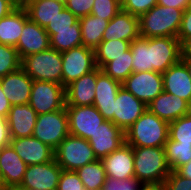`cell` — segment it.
Instances as JSON below:
<instances>
[{
	"label": "cell",
	"mask_w": 191,
	"mask_h": 190,
	"mask_svg": "<svg viewBox=\"0 0 191 190\" xmlns=\"http://www.w3.org/2000/svg\"><path fill=\"white\" fill-rule=\"evenodd\" d=\"M134 176L144 186L163 185L171 169L164 147H133Z\"/></svg>",
	"instance_id": "cell-1"
},
{
	"label": "cell",
	"mask_w": 191,
	"mask_h": 190,
	"mask_svg": "<svg viewBox=\"0 0 191 190\" xmlns=\"http://www.w3.org/2000/svg\"><path fill=\"white\" fill-rule=\"evenodd\" d=\"M169 123L148 109L125 131L131 147H164L169 138Z\"/></svg>",
	"instance_id": "cell-2"
},
{
	"label": "cell",
	"mask_w": 191,
	"mask_h": 190,
	"mask_svg": "<svg viewBox=\"0 0 191 190\" xmlns=\"http://www.w3.org/2000/svg\"><path fill=\"white\" fill-rule=\"evenodd\" d=\"M184 10L156 4L139 17L140 37H176Z\"/></svg>",
	"instance_id": "cell-3"
},
{
	"label": "cell",
	"mask_w": 191,
	"mask_h": 190,
	"mask_svg": "<svg viewBox=\"0 0 191 190\" xmlns=\"http://www.w3.org/2000/svg\"><path fill=\"white\" fill-rule=\"evenodd\" d=\"M21 68L32 80L62 84V56L55 49L49 48L24 57Z\"/></svg>",
	"instance_id": "cell-4"
},
{
	"label": "cell",
	"mask_w": 191,
	"mask_h": 190,
	"mask_svg": "<svg viewBox=\"0 0 191 190\" xmlns=\"http://www.w3.org/2000/svg\"><path fill=\"white\" fill-rule=\"evenodd\" d=\"M54 158L65 171H76L97 160L88 140L70 134L54 150Z\"/></svg>",
	"instance_id": "cell-5"
},
{
	"label": "cell",
	"mask_w": 191,
	"mask_h": 190,
	"mask_svg": "<svg viewBox=\"0 0 191 190\" xmlns=\"http://www.w3.org/2000/svg\"><path fill=\"white\" fill-rule=\"evenodd\" d=\"M69 134L66 107L54 112L37 115L32 136L49 145L52 149L55 150Z\"/></svg>",
	"instance_id": "cell-6"
},
{
	"label": "cell",
	"mask_w": 191,
	"mask_h": 190,
	"mask_svg": "<svg viewBox=\"0 0 191 190\" xmlns=\"http://www.w3.org/2000/svg\"><path fill=\"white\" fill-rule=\"evenodd\" d=\"M61 56L62 86L64 88L97 68L95 51L83 45L61 52Z\"/></svg>",
	"instance_id": "cell-7"
},
{
	"label": "cell",
	"mask_w": 191,
	"mask_h": 190,
	"mask_svg": "<svg viewBox=\"0 0 191 190\" xmlns=\"http://www.w3.org/2000/svg\"><path fill=\"white\" fill-rule=\"evenodd\" d=\"M29 105L37 115L63 109L66 105L65 88L62 84L33 80Z\"/></svg>",
	"instance_id": "cell-8"
},
{
	"label": "cell",
	"mask_w": 191,
	"mask_h": 190,
	"mask_svg": "<svg viewBox=\"0 0 191 190\" xmlns=\"http://www.w3.org/2000/svg\"><path fill=\"white\" fill-rule=\"evenodd\" d=\"M62 168L55 158L44 164L28 165L19 190H57Z\"/></svg>",
	"instance_id": "cell-9"
},
{
	"label": "cell",
	"mask_w": 191,
	"mask_h": 190,
	"mask_svg": "<svg viewBox=\"0 0 191 190\" xmlns=\"http://www.w3.org/2000/svg\"><path fill=\"white\" fill-rule=\"evenodd\" d=\"M68 116L69 133L88 140L105 119L94 105L65 106Z\"/></svg>",
	"instance_id": "cell-10"
},
{
	"label": "cell",
	"mask_w": 191,
	"mask_h": 190,
	"mask_svg": "<svg viewBox=\"0 0 191 190\" xmlns=\"http://www.w3.org/2000/svg\"><path fill=\"white\" fill-rule=\"evenodd\" d=\"M122 87L148 105L164 91L162 73L155 71L133 72L122 83Z\"/></svg>",
	"instance_id": "cell-11"
},
{
	"label": "cell",
	"mask_w": 191,
	"mask_h": 190,
	"mask_svg": "<svg viewBox=\"0 0 191 190\" xmlns=\"http://www.w3.org/2000/svg\"><path fill=\"white\" fill-rule=\"evenodd\" d=\"M150 57L153 71L163 74L181 59V43L176 37H152Z\"/></svg>",
	"instance_id": "cell-12"
},
{
	"label": "cell",
	"mask_w": 191,
	"mask_h": 190,
	"mask_svg": "<svg viewBox=\"0 0 191 190\" xmlns=\"http://www.w3.org/2000/svg\"><path fill=\"white\" fill-rule=\"evenodd\" d=\"M146 109L147 105L121 86L114 102V117L111 121L125 132Z\"/></svg>",
	"instance_id": "cell-13"
},
{
	"label": "cell",
	"mask_w": 191,
	"mask_h": 190,
	"mask_svg": "<svg viewBox=\"0 0 191 190\" xmlns=\"http://www.w3.org/2000/svg\"><path fill=\"white\" fill-rule=\"evenodd\" d=\"M94 155L103 159L125 143V132L112 121L105 120L88 139Z\"/></svg>",
	"instance_id": "cell-14"
},
{
	"label": "cell",
	"mask_w": 191,
	"mask_h": 190,
	"mask_svg": "<svg viewBox=\"0 0 191 190\" xmlns=\"http://www.w3.org/2000/svg\"><path fill=\"white\" fill-rule=\"evenodd\" d=\"M122 84L107 76L100 68H96V88L93 105L105 120L111 121L114 117L113 106Z\"/></svg>",
	"instance_id": "cell-15"
},
{
	"label": "cell",
	"mask_w": 191,
	"mask_h": 190,
	"mask_svg": "<svg viewBox=\"0 0 191 190\" xmlns=\"http://www.w3.org/2000/svg\"><path fill=\"white\" fill-rule=\"evenodd\" d=\"M10 145L27 165L44 164L54 159V149L33 136L11 138Z\"/></svg>",
	"instance_id": "cell-16"
},
{
	"label": "cell",
	"mask_w": 191,
	"mask_h": 190,
	"mask_svg": "<svg viewBox=\"0 0 191 190\" xmlns=\"http://www.w3.org/2000/svg\"><path fill=\"white\" fill-rule=\"evenodd\" d=\"M17 49L19 58L22 60L31 54L42 52L50 48L49 35L44 27L28 19L18 40Z\"/></svg>",
	"instance_id": "cell-17"
},
{
	"label": "cell",
	"mask_w": 191,
	"mask_h": 190,
	"mask_svg": "<svg viewBox=\"0 0 191 190\" xmlns=\"http://www.w3.org/2000/svg\"><path fill=\"white\" fill-rule=\"evenodd\" d=\"M106 177L118 180L128 179L134 176L133 147L126 142L117 150L101 159Z\"/></svg>",
	"instance_id": "cell-18"
},
{
	"label": "cell",
	"mask_w": 191,
	"mask_h": 190,
	"mask_svg": "<svg viewBox=\"0 0 191 190\" xmlns=\"http://www.w3.org/2000/svg\"><path fill=\"white\" fill-rule=\"evenodd\" d=\"M0 84L11 105L29 104L33 80L21 67L1 77Z\"/></svg>",
	"instance_id": "cell-19"
},
{
	"label": "cell",
	"mask_w": 191,
	"mask_h": 190,
	"mask_svg": "<svg viewBox=\"0 0 191 190\" xmlns=\"http://www.w3.org/2000/svg\"><path fill=\"white\" fill-rule=\"evenodd\" d=\"M147 109L160 119L171 123L190 113V104L179 96L163 91L148 105Z\"/></svg>",
	"instance_id": "cell-20"
},
{
	"label": "cell",
	"mask_w": 191,
	"mask_h": 190,
	"mask_svg": "<svg viewBox=\"0 0 191 190\" xmlns=\"http://www.w3.org/2000/svg\"><path fill=\"white\" fill-rule=\"evenodd\" d=\"M163 90L191 104V78L186 63L180 59L163 74Z\"/></svg>",
	"instance_id": "cell-21"
},
{
	"label": "cell",
	"mask_w": 191,
	"mask_h": 190,
	"mask_svg": "<svg viewBox=\"0 0 191 190\" xmlns=\"http://www.w3.org/2000/svg\"><path fill=\"white\" fill-rule=\"evenodd\" d=\"M140 37L139 17L120 10L109 22L102 40L120 39L132 42Z\"/></svg>",
	"instance_id": "cell-22"
},
{
	"label": "cell",
	"mask_w": 191,
	"mask_h": 190,
	"mask_svg": "<svg viewBox=\"0 0 191 190\" xmlns=\"http://www.w3.org/2000/svg\"><path fill=\"white\" fill-rule=\"evenodd\" d=\"M10 138L31 137L37 120V113L29 105H12L6 117Z\"/></svg>",
	"instance_id": "cell-23"
},
{
	"label": "cell",
	"mask_w": 191,
	"mask_h": 190,
	"mask_svg": "<svg viewBox=\"0 0 191 190\" xmlns=\"http://www.w3.org/2000/svg\"><path fill=\"white\" fill-rule=\"evenodd\" d=\"M27 166L11 145L0 150V172L6 189L17 188L21 184Z\"/></svg>",
	"instance_id": "cell-24"
},
{
	"label": "cell",
	"mask_w": 191,
	"mask_h": 190,
	"mask_svg": "<svg viewBox=\"0 0 191 190\" xmlns=\"http://www.w3.org/2000/svg\"><path fill=\"white\" fill-rule=\"evenodd\" d=\"M96 69L81 76L65 88V106H90L94 103Z\"/></svg>",
	"instance_id": "cell-25"
},
{
	"label": "cell",
	"mask_w": 191,
	"mask_h": 190,
	"mask_svg": "<svg viewBox=\"0 0 191 190\" xmlns=\"http://www.w3.org/2000/svg\"><path fill=\"white\" fill-rule=\"evenodd\" d=\"M26 10L18 5L13 11L0 19V44L17 46L25 22L28 20Z\"/></svg>",
	"instance_id": "cell-26"
},
{
	"label": "cell",
	"mask_w": 191,
	"mask_h": 190,
	"mask_svg": "<svg viewBox=\"0 0 191 190\" xmlns=\"http://www.w3.org/2000/svg\"><path fill=\"white\" fill-rule=\"evenodd\" d=\"M22 6L30 20L45 28L64 9L65 3L56 0H28Z\"/></svg>",
	"instance_id": "cell-27"
},
{
	"label": "cell",
	"mask_w": 191,
	"mask_h": 190,
	"mask_svg": "<svg viewBox=\"0 0 191 190\" xmlns=\"http://www.w3.org/2000/svg\"><path fill=\"white\" fill-rule=\"evenodd\" d=\"M82 45L95 50L103 39V33L108 25V20L94 15H87L79 19Z\"/></svg>",
	"instance_id": "cell-28"
},
{
	"label": "cell",
	"mask_w": 191,
	"mask_h": 190,
	"mask_svg": "<svg viewBox=\"0 0 191 190\" xmlns=\"http://www.w3.org/2000/svg\"><path fill=\"white\" fill-rule=\"evenodd\" d=\"M129 41L112 39L102 40L95 51L96 66L102 69L108 62L114 58L124 55V52L130 48Z\"/></svg>",
	"instance_id": "cell-29"
},
{
	"label": "cell",
	"mask_w": 191,
	"mask_h": 190,
	"mask_svg": "<svg viewBox=\"0 0 191 190\" xmlns=\"http://www.w3.org/2000/svg\"><path fill=\"white\" fill-rule=\"evenodd\" d=\"M49 35L50 48L64 52L82 46L81 29L46 30Z\"/></svg>",
	"instance_id": "cell-30"
},
{
	"label": "cell",
	"mask_w": 191,
	"mask_h": 190,
	"mask_svg": "<svg viewBox=\"0 0 191 190\" xmlns=\"http://www.w3.org/2000/svg\"><path fill=\"white\" fill-rule=\"evenodd\" d=\"M86 190H101L106 180V173L101 160L86 164L75 171Z\"/></svg>",
	"instance_id": "cell-31"
},
{
	"label": "cell",
	"mask_w": 191,
	"mask_h": 190,
	"mask_svg": "<svg viewBox=\"0 0 191 190\" xmlns=\"http://www.w3.org/2000/svg\"><path fill=\"white\" fill-rule=\"evenodd\" d=\"M133 72L153 71L150 57V38L139 37L130 43Z\"/></svg>",
	"instance_id": "cell-32"
},
{
	"label": "cell",
	"mask_w": 191,
	"mask_h": 190,
	"mask_svg": "<svg viewBox=\"0 0 191 190\" xmlns=\"http://www.w3.org/2000/svg\"><path fill=\"white\" fill-rule=\"evenodd\" d=\"M132 59V52L129 48L124 52V55L114 58L101 70L107 76L122 84L133 73Z\"/></svg>",
	"instance_id": "cell-33"
},
{
	"label": "cell",
	"mask_w": 191,
	"mask_h": 190,
	"mask_svg": "<svg viewBox=\"0 0 191 190\" xmlns=\"http://www.w3.org/2000/svg\"><path fill=\"white\" fill-rule=\"evenodd\" d=\"M167 164L171 171L191 161V145L181 144L168 138L164 145Z\"/></svg>",
	"instance_id": "cell-34"
},
{
	"label": "cell",
	"mask_w": 191,
	"mask_h": 190,
	"mask_svg": "<svg viewBox=\"0 0 191 190\" xmlns=\"http://www.w3.org/2000/svg\"><path fill=\"white\" fill-rule=\"evenodd\" d=\"M169 139L191 145V113L169 123Z\"/></svg>",
	"instance_id": "cell-35"
},
{
	"label": "cell",
	"mask_w": 191,
	"mask_h": 190,
	"mask_svg": "<svg viewBox=\"0 0 191 190\" xmlns=\"http://www.w3.org/2000/svg\"><path fill=\"white\" fill-rule=\"evenodd\" d=\"M21 67L17 49L14 46L0 44V78Z\"/></svg>",
	"instance_id": "cell-36"
},
{
	"label": "cell",
	"mask_w": 191,
	"mask_h": 190,
	"mask_svg": "<svg viewBox=\"0 0 191 190\" xmlns=\"http://www.w3.org/2000/svg\"><path fill=\"white\" fill-rule=\"evenodd\" d=\"M81 29L79 19L66 7L50 21L45 30Z\"/></svg>",
	"instance_id": "cell-37"
},
{
	"label": "cell",
	"mask_w": 191,
	"mask_h": 190,
	"mask_svg": "<svg viewBox=\"0 0 191 190\" xmlns=\"http://www.w3.org/2000/svg\"><path fill=\"white\" fill-rule=\"evenodd\" d=\"M121 9L119 0H94L91 15L110 21Z\"/></svg>",
	"instance_id": "cell-38"
},
{
	"label": "cell",
	"mask_w": 191,
	"mask_h": 190,
	"mask_svg": "<svg viewBox=\"0 0 191 190\" xmlns=\"http://www.w3.org/2000/svg\"><path fill=\"white\" fill-rule=\"evenodd\" d=\"M143 187L144 185L135 177L124 180L106 177L101 190H141Z\"/></svg>",
	"instance_id": "cell-39"
},
{
	"label": "cell",
	"mask_w": 191,
	"mask_h": 190,
	"mask_svg": "<svg viewBox=\"0 0 191 190\" xmlns=\"http://www.w3.org/2000/svg\"><path fill=\"white\" fill-rule=\"evenodd\" d=\"M158 0H123L122 10L131 15L140 17L157 4Z\"/></svg>",
	"instance_id": "cell-40"
},
{
	"label": "cell",
	"mask_w": 191,
	"mask_h": 190,
	"mask_svg": "<svg viewBox=\"0 0 191 190\" xmlns=\"http://www.w3.org/2000/svg\"><path fill=\"white\" fill-rule=\"evenodd\" d=\"M57 190H86L75 171L62 170Z\"/></svg>",
	"instance_id": "cell-41"
},
{
	"label": "cell",
	"mask_w": 191,
	"mask_h": 190,
	"mask_svg": "<svg viewBox=\"0 0 191 190\" xmlns=\"http://www.w3.org/2000/svg\"><path fill=\"white\" fill-rule=\"evenodd\" d=\"M163 186L165 190H191V179L181 176L177 171H171Z\"/></svg>",
	"instance_id": "cell-42"
},
{
	"label": "cell",
	"mask_w": 191,
	"mask_h": 190,
	"mask_svg": "<svg viewBox=\"0 0 191 190\" xmlns=\"http://www.w3.org/2000/svg\"><path fill=\"white\" fill-rule=\"evenodd\" d=\"M94 0H66L65 7L78 19L91 14Z\"/></svg>",
	"instance_id": "cell-43"
},
{
	"label": "cell",
	"mask_w": 191,
	"mask_h": 190,
	"mask_svg": "<svg viewBox=\"0 0 191 190\" xmlns=\"http://www.w3.org/2000/svg\"><path fill=\"white\" fill-rule=\"evenodd\" d=\"M190 37H191V5L184 10L177 38L182 44L187 38Z\"/></svg>",
	"instance_id": "cell-44"
},
{
	"label": "cell",
	"mask_w": 191,
	"mask_h": 190,
	"mask_svg": "<svg viewBox=\"0 0 191 190\" xmlns=\"http://www.w3.org/2000/svg\"><path fill=\"white\" fill-rule=\"evenodd\" d=\"M9 127L6 118H0V150L10 145Z\"/></svg>",
	"instance_id": "cell-45"
},
{
	"label": "cell",
	"mask_w": 191,
	"mask_h": 190,
	"mask_svg": "<svg viewBox=\"0 0 191 190\" xmlns=\"http://www.w3.org/2000/svg\"><path fill=\"white\" fill-rule=\"evenodd\" d=\"M157 4L160 6L185 10L191 5V0H158Z\"/></svg>",
	"instance_id": "cell-46"
},
{
	"label": "cell",
	"mask_w": 191,
	"mask_h": 190,
	"mask_svg": "<svg viewBox=\"0 0 191 190\" xmlns=\"http://www.w3.org/2000/svg\"><path fill=\"white\" fill-rule=\"evenodd\" d=\"M11 103L7 99L5 93L2 90L1 84H0V117L6 118L8 115V112L11 108Z\"/></svg>",
	"instance_id": "cell-47"
},
{
	"label": "cell",
	"mask_w": 191,
	"mask_h": 190,
	"mask_svg": "<svg viewBox=\"0 0 191 190\" xmlns=\"http://www.w3.org/2000/svg\"><path fill=\"white\" fill-rule=\"evenodd\" d=\"M18 4L14 0H0V19L13 11Z\"/></svg>",
	"instance_id": "cell-48"
},
{
	"label": "cell",
	"mask_w": 191,
	"mask_h": 190,
	"mask_svg": "<svg viewBox=\"0 0 191 190\" xmlns=\"http://www.w3.org/2000/svg\"><path fill=\"white\" fill-rule=\"evenodd\" d=\"M181 59H191V37L181 44Z\"/></svg>",
	"instance_id": "cell-49"
},
{
	"label": "cell",
	"mask_w": 191,
	"mask_h": 190,
	"mask_svg": "<svg viewBox=\"0 0 191 190\" xmlns=\"http://www.w3.org/2000/svg\"><path fill=\"white\" fill-rule=\"evenodd\" d=\"M181 176L191 179V161L176 170Z\"/></svg>",
	"instance_id": "cell-50"
},
{
	"label": "cell",
	"mask_w": 191,
	"mask_h": 190,
	"mask_svg": "<svg viewBox=\"0 0 191 190\" xmlns=\"http://www.w3.org/2000/svg\"><path fill=\"white\" fill-rule=\"evenodd\" d=\"M141 190H165L163 185L159 186H144Z\"/></svg>",
	"instance_id": "cell-51"
},
{
	"label": "cell",
	"mask_w": 191,
	"mask_h": 190,
	"mask_svg": "<svg viewBox=\"0 0 191 190\" xmlns=\"http://www.w3.org/2000/svg\"><path fill=\"white\" fill-rule=\"evenodd\" d=\"M182 60L186 63V66H187V69L189 71L190 78H191V59H182Z\"/></svg>",
	"instance_id": "cell-52"
},
{
	"label": "cell",
	"mask_w": 191,
	"mask_h": 190,
	"mask_svg": "<svg viewBox=\"0 0 191 190\" xmlns=\"http://www.w3.org/2000/svg\"><path fill=\"white\" fill-rule=\"evenodd\" d=\"M18 5H23L28 0H14Z\"/></svg>",
	"instance_id": "cell-53"
},
{
	"label": "cell",
	"mask_w": 191,
	"mask_h": 190,
	"mask_svg": "<svg viewBox=\"0 0 191 190\" xmlns=\"http://www.w3.org/2000/svg\"><path fill=\"white\" fill-rule=\"evenodd\" d=\"M0 185H4V183H3V177H2L1 172H0Z\"/></svg>",
	"instance_id": "cell-54"
},
{
	"label": "cell",
	"mask_w": 191,
	"mask_h": 190,
	"mask_svg": "<svg viewBox=\"0 0 191 190\" xmlns=\"http://www.w3.org/2000/svg\"><path fill=\"white\" fill-rule=\"evenodd\" d=\"M0 190H6V188L4 187V185H0Z\"/></svg>",
	"instance_id": "cell-55"
},
{
	"label": "cell",
	"mask_w": 191,
	"mask_h": 190,
	"mask_svg": "<svg viewBox=\"0 0 191 190\" xmlns=\"http://www.w3.org/2000/svg\"><path fill=\"white\" fill-rule=\"evenodd\" d=\"M6 190H19L17 188H7Z\"/></svg>",
	"instance_id": "cell-56"
},
{
	"label": "cell",
	"mask_w": 191,
	"mask_h": 190,
	"mask_svg": "<svg viewBox=\"0 0 191 190\" xmlns=\"http://www.w3.org/2000/svg\"><path fill=\"white\" fill-rule=\"evenodd\" d=\"M56 1L64 2V3L66 2V0H56Z\"/></svg>",
	"instance_id": "cell-57"
}]
</instances>
